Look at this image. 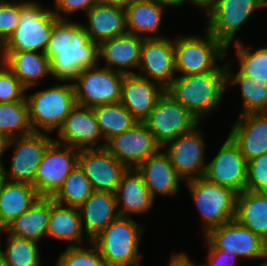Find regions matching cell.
<instances>
[{
	"label": "cell",
	"instance_id": "cell-1",
	"mask_svg": "<svg viewBox=\"0 0 267 266\" xmlns=\"http://www.w3.org/2000/svg\"><path fill=\"white\" fill-rule=\"evenodd\" d=\"M226 87V70H214L175 77L166 91L200 121L219 106Z\"/></svg>",
	"mask_w": 267,
	"mask_h": 266
},
{
	"label": "cell",
	"instance_id": "cell-2",
	"mask_svg": "<svg viewBox=\"0 0 267 266\" xmlns=\"http://www.w3.org/2000/svg\"><path fill=\"white\" fill-rule=\"evenodd\" d=\"M142 230L131 217L118 216L92 242L107 266H140Z\"/></svg>",
	"mask_w": 267,
	"mask_h": 266
},
{
	"label": "cell",
	"instance_id": "cell-3",
	"mask_svg": "<svg viewBox=\"0 0 267 266\" xmlns=\"http://www.w3.org/2000/svg\"><path fill=\"white\" fill-rule=\"evenodd\" d=\"M29 121L33 132H52L61 127L64 119L76 106L73 83L39 90L31 95H25Z\"/></svg>",
	"mask_w": 267,
	"mask_h": 266
},
{
	"label": "cell",
	"instance_id": "cell-4",
	"mask_svg": "<svg viewBox=\"0 0 267 266\" xmlns=\"http://www.w3.org/2000/svg\"><path fill=\"white\" fill-rule=\"evenodd\" d=\"M52 9L37 2H21L18 27L4 43V52L35 51L45 53L50 34L57 20Z\"/></svg>",
	"mask_w": 267,
	"mask_h": 266
},
{
	"label": "cell",
	"instance_id": "cell-5",
	"mask_svg": "<svg viewBox=\"0 0 267 266\" xmlns=\"http://www.w3.org/2000/svg\"><path fill=\"white\" fill-rule=\"evenodd\" d=\"M205 38L200 36L180 37L174 41L175 70L182 75L204 74L214 70H226L215 63L224 61L227 48L207 29ZM221 67V68H220Z\"/></svg>",
	"mask_w": 267,
	"mask_h": 266
},
{
	"label": "cell",
	"instance_id": "cell-6",
	"mask_svg": "<svg viewBox=\"0 0 267 266\" xmlns=\"http://www.w3.org/2000/svg\"><path fill=\"white\" fill-rule=\"evenodd\" d=\"M52 77L65 82L72 81L84 68L97 65L98 44L92 42L84 28L73 22V38L62 50H46Z\"/></svg>",
	"mask_w": 267,
	"mask_h": 266
},
{
	"label": "cell",
	"instance_id": "cell-7",
	"mask_svg": "<svg viewBox=\"0 0 267 266\" xmlns=\"http://www.w3.org/2000/svg\"><path fill=\"white\" fill-rule=\"evenodd\" d=\"M124 74L99 65L82 69L71 81L76 103L95 108L120 102Z\"/></svg>",
	"mask_w": 267,
	"mask_h": 266
},
{
	"label": "cell",
	"instance_id": "cell-8",
	"mask_svg": "<svg viewBox=\"0 0 267 266\" xmlns=\"http://www.w3.org/2000/svg\"><path fill=\"white\" fill-rule=\"evenodd\" d=\"M187 184L205 222V234L234 219L237 192L212 183L204 177L188 180Z\"/></svg>",
	"mask_w": 267,
	"mask_h": 266
},
{
	"label": "cell",
	"instance_id": "cell-9",
	"mask_svg": "<svg viewBox=\"0 0 267 266\" xmlns=\"http://www.w3.org/2000/svg\"><path fill=\"white\" fill-rule=\"evenodd\" d=\"M144 123L163 148L165 143L191 131L200 121L165 91Z\"/></svg>",
	"mask_w": 267,
	"mask_h": 266
},
{
	"label": "cell",
	"instance_id": "cell-10",
	"mask_svg": "<svg viewBox=\"0 0 267 266\" xmlns=\"http://www.w3.org/2000/svg\"><path fill=\"white\" fill-rule=\"evenodd\" d=\"M267 7V0H213L204 10L207 30L227 49L254 10Z\"/></svg>",
	"mask_w": 267,
	"mask_h": 266
},
{
	"label": "cell",
	"instance_id": "cell-11",
	"mask_svg": "<svg viewBox=\"0 0 267 266\" xmlns=\"http://www.w3.org/2000/svg\"><path fill=\"white\" fill-rule=\"evenodd\" d=\"M53 140L37 167L33 186L40 197H52L78 165L80 150Z\"/></svg>",
	"mask_w": 267,
	"mask_h": 266
},
{
	"label": "cell",
	"instance_id": "cell-12",
	"mask_svg": "<svg viewBox=\"0 0 267 266\" xmlns=\"http://www.w3.org/2000/svg\"><path fill=\"white\" fill-rule=\"evenodd\" d=\"M52 141L53 139L42 131L10 139L9 146L16 142L10 171L7 172L5 166H2L1 177L10 182L33 185L37 167Z\"/></svg>",
	"mask_w": 267,
	"mask_h": 266
},
{
	"label": "cell",
	"instance_id": "cell-13",
	"mask_svg": "<svg viewBox=\"0 0 267 266\" xmlns=\"http://www.w3.org/2000/svg\"><path fill=\"white\" fill-rule=\"evenodd\" d=\"M204 237L215 249L237 257L267 259V242L235 219L212 228Z\"/></svg>",
	"mask_w": 267,
	"mask_h": 266
},
{
	"label": "cell",
	"instance_id": "cell-14",
	"mask_svg": "<svg viewBox=\"0 0 267 266\" xmlns=\"http://www.w3.org/2000/svg\"><path fill=\"white\" fill-rule=\"evenodd\" d=\"M105 148L127 169H137L161 146L155 141L144 122H136L129 130L110 138Z\"/></svg>",
	"mask_w": 267,
	"mask_h": 266
},
{
	"label": "cell",
	"instance_id": "cell-15",
	"mask_svg": "<svg viewBox=\"0 0 267 266\" xmlns=\"http://www.w3.org/2000/svg\"><path fill=\"white\" fill-rule=\"evenodd\" d=\"M198 130V125L191 131L165 143V154L177 173L186 181L204 177L207 164H205V142Z\"/></svg>",
	"mask_w": 267,
	"mask_h": 266
},
{
	"label": "cell",
	"instance_id": "cell-16",
	"mask_svg": "<svg viewBox=\"0 0 267 266\" xmlns=\"http://www.w3.org/2000/svg\"><path fill=\"white\" fill-rule=\"evenodd\" d=\"M204 178L238 194L246 188L247 161L238 146L228 136L214 159L206 166Z\"/></svg>",
	"mask_w": 267,
	"mask_h": 266
},
{
	"label": "cell",
	"instance_id": "cell-17",
	"mask_svg": "<svg viewBox=\"0 0 267 266\" xmlns=\"http://www.w3.org/2000/svg\"><path fill=\"white\" fill-rule=\"evenodd\" d=\"M78 165L93 190L115 194L127 168L105 147L80 150Z\"/></svg>",
	"mask_w": 267,
	"mask_h": 266
},
{
	"label": "cell",
	"instance_id": "cell-18",
	"mask_svg": "<svg viewBox=\"0 0 267 266\" xmlns=\"http://www.w3.org/2000/svg\"><path fill=\"white\" fill-rule=\"evenodd\" d=\"M138 69L143 73L136 75L155 81L167 89L176 77L174 41L165 37L144 38Z\"/></svg>",
	"mask_w": 267,
	"mask_h": 266
},
{
	"label": "cell",
	"instance_id": "cell-19",
	"mask_svg": "<svg viewBox=\"0 0 267 266\" xmlns=\"http://www.w3.org/2000/svg\"><path fill=\"white\" fill-rule=\"evenodd\" d=\"M57 131L60 140L54 139L56 142L62 141L61 144L79 150L103 148L106 145L105 142L97 144L101 137L103 139L102 132L93 109L86 106L76 104Z\"/></svg>",
	"mask_w": 267,
	"mask_h": 266
},
{
	"label": "cell",
	"instance_id": "cell-20",
	"mask_svg": "<svg viewBox=\"0 0 267 266\" xmlns=\"http://www.w3.org/2000/svg\"><path fill=\"white\" fill-rule=\"evenodd\" d=\"M166 88L136 74L124 75L120 103L137 122H144Z\"/></svg>",
	"mask_w": 267,
	"mask_h": 266
},
{
	"label": "cell",
	"instance_id": "cell-21",
	"mask_svg": "<svg viewBox=\"0 0 267 266\" xmlns=\"http://www.w3.org/2000/svg\"><path fill=\"white\" fill-rule=\"evenodd\" d=\"M228 136L249 161L267 153V112L240 115Z\"/></svg>",
	"mask_w": 267,
	"mask_h": 266
},
{
	"label": "cell",
	"instance_id": "cell-22",
	"mask_svg": "<svg viewBox=\"0 0 267 266\" xmlns=\"http://www.w3.org/2000/svg\"><path fill=\"white\" fill-rule=\"evenodd\" d=\"M143 40V37L126 33L102 41L98 44V58L106 61V68L124 75L136 74L127 68L138 69Z\"/></svg>",
	"mask_w": 267,
	"mask_h": 266
},
{
	"label": "cell",
	"instance_id": "cell-23",
	"mask_svg": "<svg viewBox=\"0 0 267 266\" xmlns=\"http://www.w3.org/2000/svg\"><path fill=\"white\" fill-rule=\"evenodd\" d=\"M115 195L118 215L121 217L147 212L155 200L150 194L142 174L134 168L127 169L122 174Z\"/></svg>",
	"mask_w": 267,
	"mask_h": 266
},
{
	"label": "cell",
	"instance_id": "cell-24",
	"mask_svg": "<svg viewBox=\"0 0 267 266\" xmlns=\"http://www.w3.org/2000/svg\"><path fill=\"white\" fill-rule=\"evenodd\" d=\"M116 209L115 194L95 190L92 192L78 208L82 227L85 226L84 231L88 241H92L119 216Z\"/></svg>",
	"mask_w": 267,
	"mask_h": 266
},
{
	"label": "cell",
	"instance_id": "cell-25",
	"mask_svg": "<svg viewBox=\"0 0 267 266\" xmlns=\"http://www.w3.org/2000/svg\"><path fill=\"white\" fill-rule=\"evenodd\" d=\"M137 170L142 174L154 199L157 194L175 195L179 189V181L183 180L171 164L168 156L161 150L149 156Z\"/></svg>",
	"mask_w": 267,
	"mask_h": 266
},
{
	"label": "cell",
	"instance_id": "cell-26",
	"mask_svg": "<svg viewBox=\"0 0 267 266\" xmlns=\"http://www.w3.org/2000/svg\"><path fill=\"white\" fill-rule=\"evenodd\" d=\"M89 39L97 44L115 36L128 33L125 9L97 3L87 13Z\"/></svg>",
	"mask_w": 267,
	"mask_h": 266
},
{
	"label": "cell",
	"instance_id": "cell-27",
	"mask_svg": "<svg viewBox=\"0 0 267 266\" xmlns=\"http://www.w3.org/2000/svg\"><path fill=\"white\" fill-rule=\"evenodd\" d=\"M39 197L33 185L10 182L0 175V230L27 211Z\"/></svg>",
	"mask_w": 267,
	"mask_h": 266
},
{
	"label": "cell",
	"instance_id": "cell-28",
	"mask_svg": "<svg viewBox=\"0 0 267 266\" xmlns=\"http://www.w3.org/2000/svg\"><path fill=\"white\" fill-rule=\"evenodd\" d=\"M164 6L171 7L158 0H134L125 8L128 33L143 38H161L159 35L150 36V33L155 34L160 29Z\"/></svg>",
	"mask_w": 267,
	"mask_h": 266
},
{
	"label": "cell",
	"instance_id": "cell-29",
	"mask_svg": "<svg viewBox=\"0 0 267 266\" xmlns=\"http://www.w3.org/2000/svg\"><path fill=\"white\" fill-rule=\"evenodd\" d=\"M49 217L50 197H39L27 211L0 230V233L5 231L12 236L38 242L42 236L47 235Z\"/></svg>",
	"mask_w": 267,
	"mask_h": 266
},
{
	"label": "cell",
	"instance_id": "cell-30",
	"mask_svg": "<svg viewBox=\"0 0 267 266\" xmlns=\"http://www.w3.org/2000/svg\"><path fill=\"white\" fill-rule=\"evenodd\" d=\"M234 219L267 242V192L239 193Z\"/></svg>",
	"mask_w": 267,
	"mask_h": 266
},
{
	"label": "cell",
	"instance_id": "cell-31",
	"mask_svg": "<svg viewBox=\"0 0 267 266\" xmlns=\"http://www.w3.org/2000/svg\"><path fill=\"white\" fill-rule=\"evenodd\" d=\"M4 64L26 89L34 87L46 74L51 75L49 58L42 52H4Z\"/></svg>",
	"mask_w": 267,
	"mask_h": 266
},
{
	"label": "cell",
	"instance_id": "cell-32",
	"mask_svg": "<svg viewBox=\"0 0 267 266\" xmlns=\"http://www.w3.org/2000/svg\"><path fill=\"white\" fill-rule=\"evenodd\" d=\"M83 229L78 208L64 207L50 197L47 237L66 240L70 242L68 247L78 246L76 243H81L84 238Z\"/></svg>",
	"mask_w": 267,
	"mask_h": 266
},
{
	"label": "cell",
	"instance_id": "cell-33",
	"mask_svg": "<svg viewBox=\"0 0 267 266\" xmlns=\"http://www.w3.org/2000/svg\"><path fill=\"white\" fill-rule=\"evenodd\" d=\"M226 69L227 86L231 84H239L243 98V109L240 115L248 113L267 112V85L252 80L243 74L240 70L236 74H232L229 66Z\"/></svg>",
	"mask_w": 267,
	"mask_h": 266
},
{
	"label": "cell",
	"instance_id": "cell-34",
	"mask_svg": "<svg viewBox=\"0 0 267 266\" xmlns=\"http://www.w3.org/2000/svg\"><path fill=\"white\" fill-rule=\"evenodd\" d=\"M93 111L105 143L113 136L129 130L137 122L120 102L100 105Z\"/></svg>",
	"mask_w": 267,
	"mask_h": 266
},
{
	"label": "cell",
	"instance_id": "cell-35",
	"mask_svg": "<svg viewBox=\"0 0 267 266\" xmlns=\"http://www.w3.org/2000/svg\"><path fill=\"white\" fill-rule=\"evenodd\" d=\"M93 191L84 171L77 165L51 198L57 204L79 208Z\"/></svg>",
	"mask_w": 267,
	"mask_h": 266
},
{
	"label": "cell",
	"instance_id": "cell-36",
	"mask_svg": "<svg viewBox=\"0 0 267 266\" xmlns=\"http://www.w3.org/2000/svg\"><path fill=\"white\" fill-rule=\"evenodd\" d=\"M22 130V133H17ZM33 129L29 121L26 98L21 101L0 103V133L9 139L31 134Z\"/></svg>",
	"mask_w": 267,
	"mask_h": 266
},
{
	"label": "cell",
	"instance_id": "cell-37",
	"mask_svg": "<svg viewBox=\"0 0 267 266\" xmlns=\"http://www.w3.org/2000/svg\"><path fill=\"white\" fill-rule=\"evenodd\" d=\"M7 241L5 252L0 246L7 266H41L37 242L10 234Z\"/></svg>",
	"mask_w": 267,
	"mask_h": 266
},
{
	"label": "cell",
	"instance_id": "cell-38",
	"mask_svg": "<svg viewBox=\"0 0 267 266\" xmlns=\"http://www.w3.org/2000/svg\"><path fill=\"white\" fill-rule=\"evenodd\" d=\"M235 49L239 60V70L259 83L267 85V47L251 52L240 41H236Z\"/></svg>",
	"mask_w": 267,
	"mask_h": 266
},
{
	"label": "cell",
	"instance_id": "cell-39",
	"mask_svg": "<svg viewBox=\"0 0 267 266\" xmlns=\"http://www.w3.org/2000/svg\"><path fill=\"white\" fill-rule=\"evenodd\" d=\"M88 243V249L79 246L67 247L61 253L56 266H107L95 244L92 241Z\"/></svg>",
	"mask_w": 267,
	"mask_h": 266
},
{
	"label": "cell",
	"instance_id": "cell-40",
	"mask_svg": "<svg viewBox=\"0 0 267 266\" xmlns=\"http://www.w3.org/2000/svg\"><path fill=\"white\" fill-rule=\"evenodd\" d=\"M27 89L14 73L0 60V103L21 101Z\"/></svg>",
	"mask_w": 267,
	"mask_h": 266
},
{
	"label": "cell",
	"instance_id": "cell-41",
	"mask_svg": "<svg viewBox=\"0 0 267 266\" xmlns=\"http://www.w3.org/2000/svg\"><path fill=\"white\" fill-rule=\"evenodd\" d=\"M245 190L267 192V153L247 161Z\"/></svg>",
	"mask_w": 267,
	"mask_h": 266
},
{
	"label": "cell",
	"instance_id": "cell-42",
	"mask_svg": "<svg viewBox=\"0 0 267 266\" xmlns=\"http://www.w3.org/2000/svg\"><path fill=\"white\" fill-rule=\"evenodd\" d=\"M21 3L0 1V40L5 43L18 27Z\"/></svg>",
	"mask_w": 267,
	"mask_h": 266
},
{
	"label": "cell",
	"instance_id": "cell-43",
	"mask_svg": "<svg viewBox=\"0 0 267 266\" xmlns=\"http://www.w3.org/2000/svg\"><path fill=\"white\" fill-rule=\"evenodd\" d=\"M73 21L57 19L54 22L46 50H62L72 42Z\"/></svg>",
	"mask_w": 267,
	"mask_h": 266
},
{
	"label": "cell",
	"instance_id": "cell-44",
	"mask_svg": "<svg viewBox=\"0 0 267 266\" xmlns=\"http://www.w3.org/2000/svg\"><path fill=\"white\" fill-rule=\"evenodd\" d=\"M98 0H55V10L52 9L53 13L58 19H67L60 14V12L67 14H74L76 11L83 9L85 14L96 4Z\"/></svg>",
	"mask_w": 267,
	"mask_h": 266
},
{
	"label": "cell",
	"instance_id": "cell-45",
	"mask_svg": "<svg viewBox=\"0 0 267 266\" xmlns=\"http://www.w3.org/2000/svg\"><path fill=\"white\" fill-rule=\"evenodd\" d=\"M208 263L203 266H234L238 257L235 254L226 253V250L215 249L208 241ZM234 263V264H233Z\"/></svg>",
	"mask_w": 267,
	"mask_h": 266
},
{
	"label": "cell",
	"instance_id": "cell-46",
	"mask_svg": "<svg viewBox=\"0 0 267 266\" xmlns=\"http://www.w3.org/2000/svg\"><path fill=\"white\" fill-rule=\"evenodd\" d=\"M168 266H191V260H189V257L184 253L175 254L171 257Z\"/></svg>",
	"mask_w": 267,
	"mask_h": 266
},
{
	"label": "cell",
	"instance_id": "cell-47",
	"mask_svg": "<svg viewBox=\"0 0 267 266\" xmlns=\"http://www.w3.org/2000/svg\"><path fill=\"white\" fill-rule=\"evenodd\" d=\"M134 0H98L99 3L121 8H127Z\"/></svg>",
	"mask_w": 267,
	"mask_h": 266
},
{
	"label": "cell",
	"instance_id": "cell-48",
	"mask_svg": "<svg viewBox=\"0 0 267 266\" xmlns=\"http://www.w3.org/2000/svg\"><path fill=\"white\" fill-rule=\"evenodd\" d=\"M9 141L10 139L6 135L0 133V170L3 166L2 156L4 154V150L9 147Z\"/></svg>",
	"mask_w": 267,
	"mask_h": 266
},
{
	"label": "cell",
	"instance_id": "cell-49",
	"mask_svg": "<svg viewBox=\"0 0 267 266\" xmlns=\"http://www.w3.org/2000/svg\"><path fill=\"white\" fill-rule=\"evenodd\" d=\"M187 1H190V3H193L198 8L205 10L213 0H187Z\"/></svg>",
	"mask_w": 267,
	"mask_h": 266
},
{
	"label": "cell",
	"instance_id": "cell-50",
	"mask_svg": "<svg viewBox=\"0 0 267 266\" xmlns=\"http://www.w3.org/2000/svg\"><path fill=\"white\" fill-rule=\"evenodd\" d=\"M158 1L165 2V3L169 4L171 7H177V6L187 2V0H158Z\"/></svg>",
	"mask_w": 267,
	"mask_h": 266
},
{
	"label": "cell",
	"instance_id": "cell-51",
	"mask_svg": "<svg viewBox=\"0 0 267 266\" xmlns=\"http://www.w3.org/2000/svg\"><path fill=\"white\" fill-rule=\"evenodd\" d=\"M0 57L4 58V43L0 40Z\"/></svg>",
	"mask_w": 267,
	"mask_h": 266
},
{
	"label": "cell",
	"instance_id": "cell-52",
	"mask_svg": "<svg viewBox=\"0 0 267 266\" xmlns=\"http://www.w3.org/2000/svg\"><path fill=\"white\" fill-rule=\"evenodd\" d=\"M0 266H7L5 262V258L3 257L1 250H0Z\"/></svg>",
	"mask_w": 267,
	"mask_h": 266
},
{
	"label": "cell",
	"instance_id": "cell-53",
	"mask_svg": "<svg viewBox=\"0 0 267 266\" xmlns=\"http://www.w3.org/2000/svg\"><path fill=\"white\" fill-rule=\"evenodd\" d=\"M260 266H267V259Z\"/></svg>",
	"mask_w": 267,
	"mask_h": 266
},
{
	"label": "cell",
	"instance_id": "cell-54",
	"mask_svg": "<svg viewBox=\"0 0 267 266\" xmlns=\"http://www.w3.org/2000/svg\"><path fill=\"white\" fill-rule=\"evenodd\" d=\"M191 266H203V265H194V262L191 261Z\"/></svg>",
	"mask_w": 267,
	"mask_h": 266
}]
</instances>
